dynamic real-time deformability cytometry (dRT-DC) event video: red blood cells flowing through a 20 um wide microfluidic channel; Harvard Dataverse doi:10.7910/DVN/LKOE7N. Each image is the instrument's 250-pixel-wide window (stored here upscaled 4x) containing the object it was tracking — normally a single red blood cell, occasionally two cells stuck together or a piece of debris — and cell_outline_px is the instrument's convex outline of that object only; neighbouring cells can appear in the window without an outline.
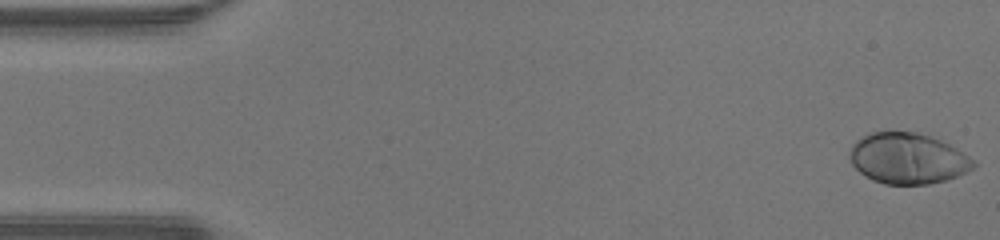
{"species": "human", "species_latin": "Homo sapiens", "temperature_condition": "warm", "stored_images_in_passage": 47, "camera_frame_rate_fps": 3000, "um_per_image_px": 0.085, "donor": {"sex": "male"}, "frame": {"image": 1, "passage_image": 1, "time_ms": 0.0, "image_size_px": [1000, 240], "cell_outline_px": [[976, 164], [972, 168], [956, 176], [944, 180], [928, 184], [884, 184], [872, 180], [860, 172], [852, 164], [848, 156], [848, 152], [852, 144], [856, 140], [872, 132], [888, 128], [916, 132], [940, 140], [964, 152]], "centroid_in_image_um": [77.09, 13.43], "position_along_channel_um": 7.9, "area_um2": 36.99}}
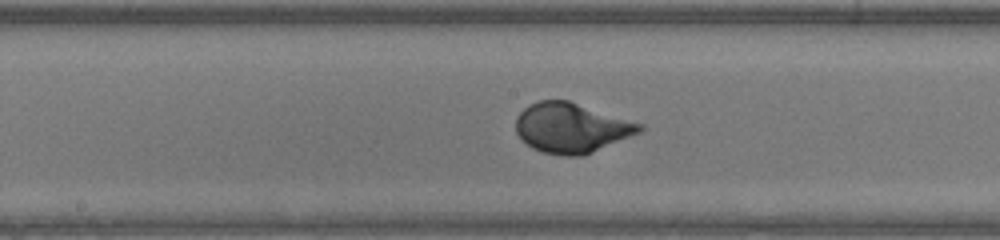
{"frame": {"image": 2, "passage_image": 24, "time_ms": 7.667, "image_size_px": [1000, 240], "cell_outline_px": [[644, 128], [640, 132], [592, 152], [580, 156], [564, 156], [544, 152], [532, 148], [516, 132], [516, 116], [528, 104], [540, 100], [568, 100], [644, 124]], "centroid_in_image_um": [48.56, 10.85], "position_along_channel_um": 199.6, "area_um2": 35.72}}
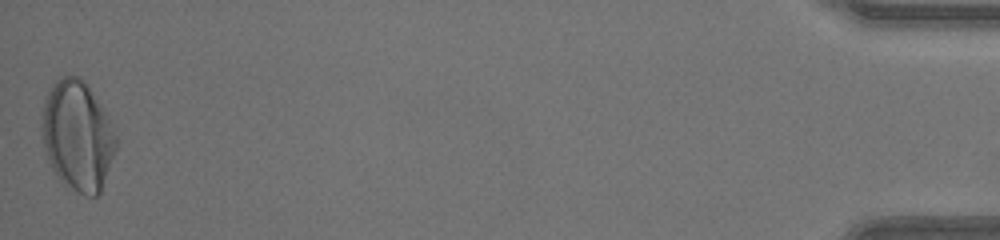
{"frame": {"image": 3, "passage_image": 47, "time_ms": 15.333, "image_size_px": [1000, 240], "cell_outline_px": [[116, 148], [100, 192], [96, 196], [84, 196], [76, 192], [64, 184], [60, 180], [52, 168], [48, 160], [44, 148], [40, 128], [40, 116], [44, 96], [52, 84], [56, 80], [64, 76], [80, 76], [84, 80], [104, 108], [108, 116], [116, 136]], "centroid_in_image_um": [6.55, 11.51], "position_along_channel_um": 428.7, "area_um2": 47.97}, "authors_computed_cell_mechanics": {"area_um2": 36.1828, "velocity_mm_per_s": 4.3426, "shape_relaxation_time_tau1_ms": 2.6829, "shape_relaxation_time_tau2_ms": null, "deformation_change_tau1": 0.1821, "deformation_change_tau2": null}}